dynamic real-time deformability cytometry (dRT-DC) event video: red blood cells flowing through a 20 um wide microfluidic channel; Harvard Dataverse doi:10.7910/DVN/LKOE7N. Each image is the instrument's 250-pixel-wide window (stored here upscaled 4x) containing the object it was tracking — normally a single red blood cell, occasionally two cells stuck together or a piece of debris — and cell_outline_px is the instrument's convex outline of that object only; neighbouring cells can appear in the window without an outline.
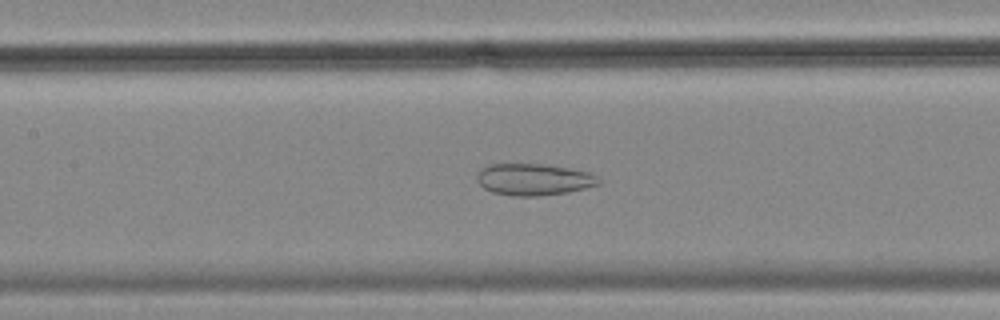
{"species": "common noctule bat (a hibernating species)", "species_latin": "Nyctalus noctula", "temperature_condition": "cold", "stored_images_in_passage": 56, "camera_frame_rate_fps": 3000, "um_per_image_px": 0.085, "animal": {"sex": "female", "body_mass_g": 18.4}, "frame": {"image": 1, "passage_image": 25, "time_ms": 8.0, "image_size_px": [1000, 320], "cell_outline_px": [[600, 184], [568, 192], [536, 196], [512, 196], [492, 192], [484, 188], [476, 180], [476, 176], [480, 168], [488, 164], [544, 164], [568, 168], [588, 172], [596, 176], [600, 180]], "centroid_in_image_um": [45.32, 15.25], "position_along_channel_um": 162.1, "area_um2": 22.48}}
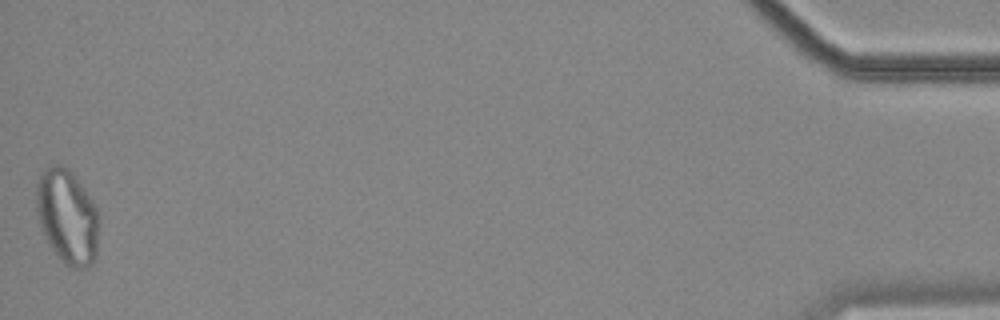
{"frame": {"image": 2, "passage_image": 56, "time_ms": 18.333, "image_size_px": [1000, 320], "cell_outline_px": [[96, 252], [92, 264], [88, 268], [72, 268], [64, 264], [52, 248], [44, 236], [36, 212], [36, 184], [44, 168], [56, 164], [60, 164], [68, 168], [72, 172], [92, 200], [96, 208]], "centroid_in_image_um": [5.67, 18.4], "position_along_channel_um": 429.5, "area_um2": 34.04}, "authors_computed_cell_mechanics": {"area_um2": 29.6514, "velocity_mm_per_s": 3.4943, "shape_relaxation_time_tau1_ms": null, "shape_relaxation_time_tau2_ms": 2.2971, "deformation_change_tau1": null, "deformation_change_tau2": 0.0939}}